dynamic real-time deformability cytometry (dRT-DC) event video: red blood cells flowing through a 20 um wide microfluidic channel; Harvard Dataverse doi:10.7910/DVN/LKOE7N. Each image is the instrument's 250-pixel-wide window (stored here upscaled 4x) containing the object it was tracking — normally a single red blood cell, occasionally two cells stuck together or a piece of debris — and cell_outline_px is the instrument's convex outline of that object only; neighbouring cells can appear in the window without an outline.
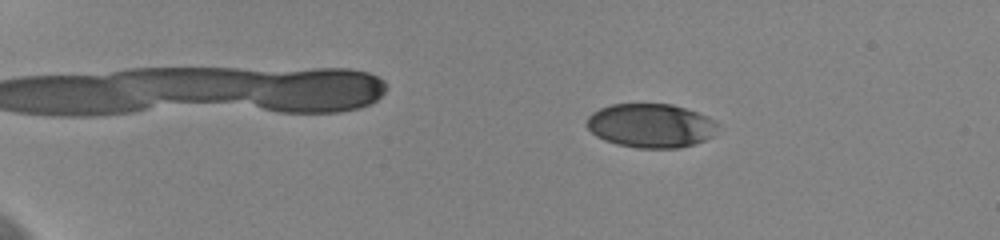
{"species": "human", "species_latin": "Homo sapiens", "temperature_condition": "cold", "stored_images_in_passage": 50, "camera_frame_rate_fps": 3000, "um_per_image_px": 0.085, "donor": {"sex": "female"}, "frame": {"image": 1, "passage_image": 3, "time_ms": 0.667, "image_size_px": [1000, 240], "cell_outline_px": [[716, 124], [712, 136], [704, 140], [680, 148], [636, 148], [616, 144], [604, 140], [596, 136], [584, 124], [588, 116], [592, 112], [600, 108], [612, 104], [672, 104], [708, 116]], "centroid_in_image_um": [55.25, 10.68], "position_along_channel_um": 29.8, "area_um2": 33.47}}
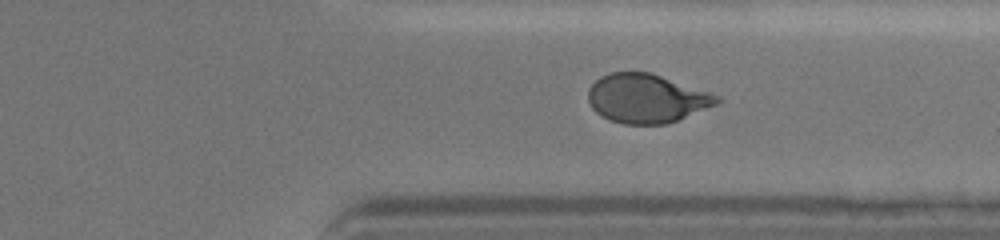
{"frame": {"image": 2, "passage_image": 39, "time_ms": 12.667, "image_size_px": [1000, 240], "cell_outline_px": [[724, 100], [716, 104], [668, 124], [624, 124], [608, 120], [596, 112], [592, 108], [588, 100], [588, 88], [600, 76], [608, 72], [648, 72], [720, 96]], "centroid_in_image_um": [54.92, 8.37], "position_along_channel_um": 356.5, "area_um2": 36.47}}
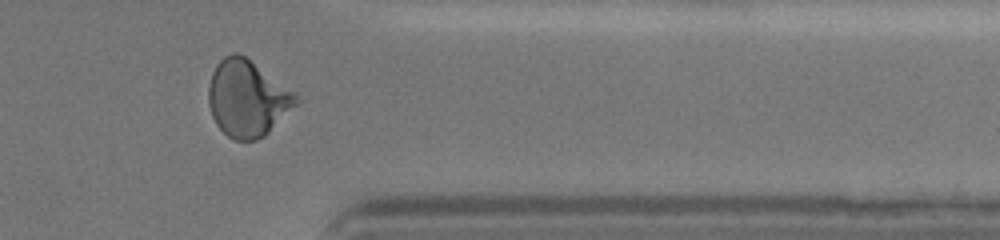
{"frame": {"image": 3, "passage_image": 42, "time_ms": 13.667, "image_size_px": [1000, 240], "cell_outline_px": [[304, 100], [264, 136], [256, 140], [232, 140], [216, 124], [212, 116], [208, 104], [208, 88], [212, 72], [216, 64], [224, 56], [232, 52], [236, 52], [244, 56], [296, 92]], "centroid_in_image_um": [21.06, 8.37], "position_along_channel_um": 390.3, "area_um2": 39.42}, "authors_computed_cell_mechanics": {"area_um2": 36.6163, "velocity_mm_per_s": 3.6285, "shape_relaxation_time_tau1_ms": 3.3587, "shape_relaxation_time_tau2_ms": 1.5467, "deformation_change_tau1": 0.1641, "deformation_change_tau2": 0.0661}}